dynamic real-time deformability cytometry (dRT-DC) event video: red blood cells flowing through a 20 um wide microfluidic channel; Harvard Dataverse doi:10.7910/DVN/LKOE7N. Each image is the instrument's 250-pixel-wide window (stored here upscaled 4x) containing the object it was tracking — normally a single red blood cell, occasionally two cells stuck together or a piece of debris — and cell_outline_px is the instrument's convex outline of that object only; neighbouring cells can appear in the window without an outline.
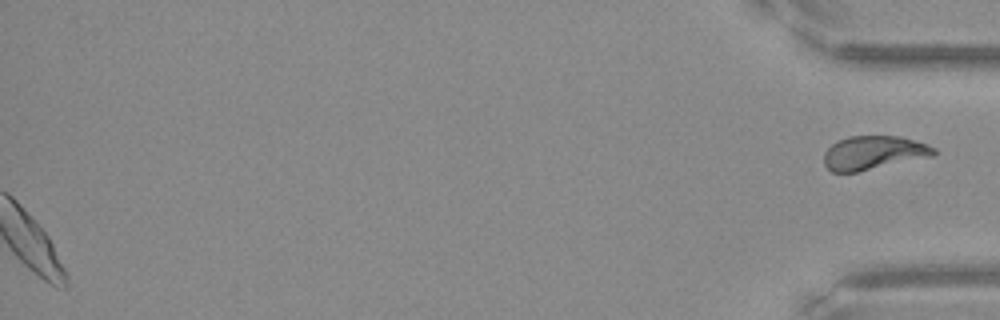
{"species": "Egyptian fruit bat (a non-hibernating species)", "species_latin": "Rousettus aegyptiacus", "temperature_condition": "warm", "stored_images_in_passage": 48, "segment_of_instrument_passage": [2, 2], "camera_frame_rate_fps": 3000, "um_per_image_px": 0.085, "frame": {"image": 1, "passage_image": 48, "time_ms": 15.667, "image_size_px": [1000, 320], "cell_outline_px": [[936, 152], [932, 156], [856, 172], [832, 172], [824, 164], [824, 152], [836, 140], [848, 136], [900, 136], [928, 144], [936, 148]], "centroid_in_image_um": [74.24, 12.97], "position_along_channel_um": 361.0, "area_um2": 21.56}}